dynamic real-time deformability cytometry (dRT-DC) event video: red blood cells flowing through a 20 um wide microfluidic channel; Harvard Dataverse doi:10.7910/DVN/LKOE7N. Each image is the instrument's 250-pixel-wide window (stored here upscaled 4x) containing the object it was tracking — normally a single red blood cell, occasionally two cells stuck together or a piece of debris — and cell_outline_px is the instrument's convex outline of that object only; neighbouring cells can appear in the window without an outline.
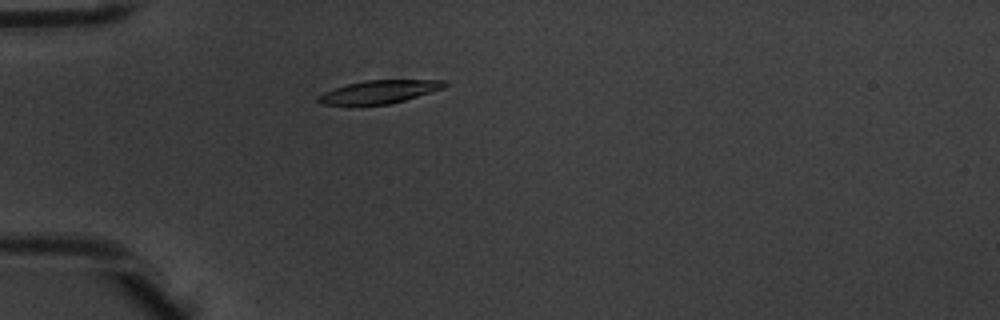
{"species": "common noctule bat (a hibernating species)", "species_latin": "Nyctalus noctula", "temperature_condition": "warm", "stored_images_in_passage": 2, "camera_frame_rate_fps": 3000, "um_per_image_px": 0.085, "animal": {"sex": "male", "body_mass_g": 20.1, "forearm_length_mm": 53.5}, "frame": {"image": 1, "passage_image": 1, "time_ms": 0.0, "image_size_px": [1000, 320], "cell_outline_px": [[448, 84], [444, 88], [404, 100], [388, 104], [324, 104], [316, 100], [316, 96], [324, 92], [348, 84], [364, 80], [444, 80]], "centroid_in_image_um": [32.25, 7.79], "position_along_channel_um": 52.7, "area_um2": 16.65}}